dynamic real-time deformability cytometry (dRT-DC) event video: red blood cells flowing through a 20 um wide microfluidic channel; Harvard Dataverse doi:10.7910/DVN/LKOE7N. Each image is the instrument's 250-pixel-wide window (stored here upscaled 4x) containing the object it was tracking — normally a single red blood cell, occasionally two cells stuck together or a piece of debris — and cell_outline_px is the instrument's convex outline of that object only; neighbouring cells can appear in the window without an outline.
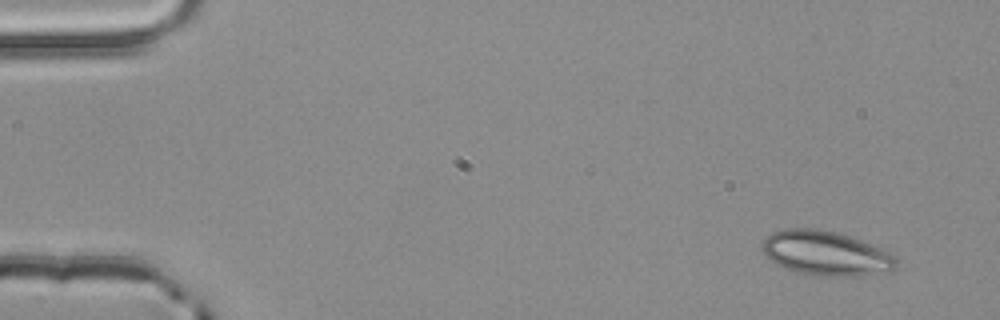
{"species": "common noctule bat (a hibernating species)", "species_latin": "Nyctalus noctula", "temperature_condition": "room temperature", "stored_images_in_passage": 3, "camera_frame_rate_fps": 3000, "um_per_image_px": 0.085, "animal": {"sex": "male", "body_mass_g": 20.4}, "frame": {"image": 1, "passage_image": 1, "time_ms": 0.0, "image_size_px": [1000, 320], "cell_outline_px": [[896, 268], [888, 272], [860, 276], [820, 276], [796, 272], [784, 268], [776, 264], [760, 248], [760, 244], [772, 232], [784, 228], [816, 228], [848, 236], [860, 240], [880, 248], [896, 256]], "centroid_in_image_um": [70.18, 21.54], "position_along_channel_um": 14.8, "area_um2": 34.74}}